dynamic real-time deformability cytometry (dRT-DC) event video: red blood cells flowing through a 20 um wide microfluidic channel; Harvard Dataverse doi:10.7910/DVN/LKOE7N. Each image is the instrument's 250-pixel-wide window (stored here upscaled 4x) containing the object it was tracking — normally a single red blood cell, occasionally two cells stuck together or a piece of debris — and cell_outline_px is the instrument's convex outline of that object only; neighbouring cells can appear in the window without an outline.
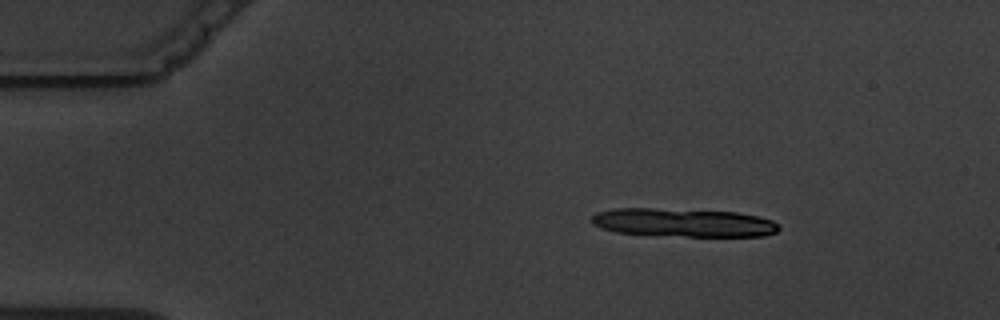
{"species": "common noctule bat (a hibernating species)", "species_latin": "Nyctalus noctula", "temperature_condition": "warm", "stored_images_in_passage": 8, "camera_frame_rate_fps": 3000, "um_per_image_px": 0.085, "animal": {"sex": "male", "body_mass_g": 19.5, "forearm_length_mm": 54.6}, "frame": {"image": 1, "passage_image": 2, "time_ms": 1.333, "image_size_px": [1000, 320], "cell_outline_px": [[780, 228], [776, 232], [764, 236], [684, 236], [616, 232], [600, 228], [592, 224], [592, 216], [596, 212], [616, 208], [652, 208], [736, 212], [756, 216], [772, 220]], "centroid_in_image_um": [58.06, 18.92], "position_along_channel_um": 26.9, "area_um2": 30.81}}
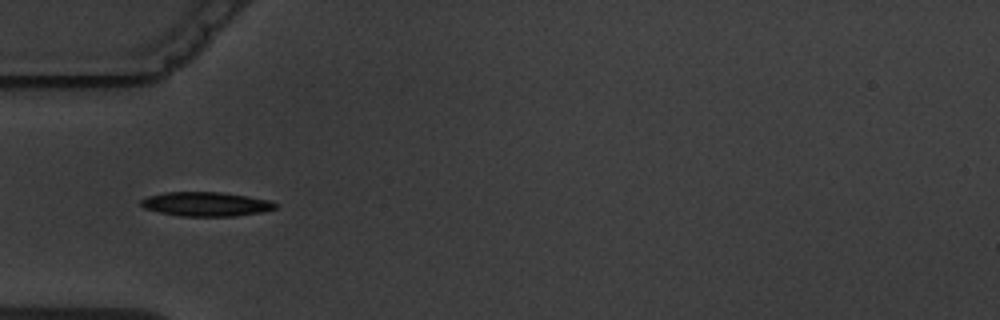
{"frame": {"image": 2, "passage_image": 5, "time_ms": 4.667, "image_size_px": [1000, 320], "cell_outline_px": [[280, 204], [276, 208], [260, 212], [236, 216], [180, 216], [160, 212], [144, 208], [140, 204], [140, 200], [148, 196], [164, 192], [220, 192], [248, 196], [272, 200]], "centroid_in_image_um": [17.54, 17.34], "position_along_channel_um": 67.5, "area_um2": 19.07}}